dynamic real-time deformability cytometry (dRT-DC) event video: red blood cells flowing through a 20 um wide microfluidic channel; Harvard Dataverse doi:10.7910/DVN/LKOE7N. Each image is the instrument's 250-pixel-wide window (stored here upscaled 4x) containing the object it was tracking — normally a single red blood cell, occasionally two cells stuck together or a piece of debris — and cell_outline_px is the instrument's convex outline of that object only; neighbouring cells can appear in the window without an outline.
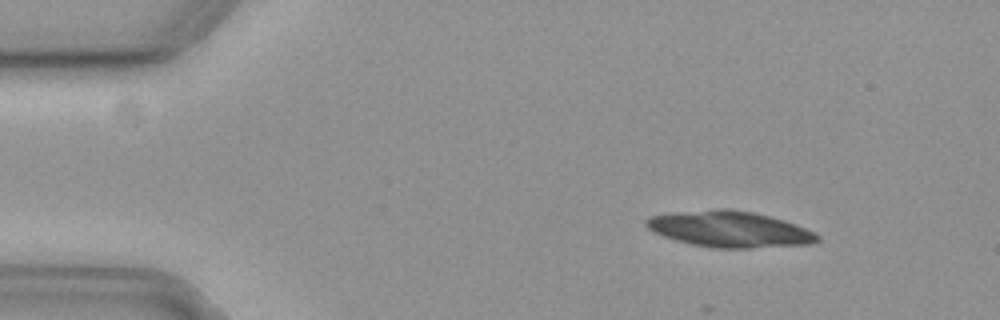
{"species": "common noctule bat (a hibernating species)", "species_latin": "Nyctalus noctula", "temperature_condition": "cold", "stored_images_in_passage": 41, "camera_frame_rate_fps": 3000, "um_per_image_px": 0.085, "animal": {"sex": "female", "body_mass_g": 19.3, "forearm_length_mm": 54.1}, "frame": {"image": 1, "passage_image": 1, "time_ms": 0.0, "image_size_px": [1000, 320], "cell_outline_px": [[820, 240], [812, 244], [752, 248], [712, 248], [692, 244], [676, 240], [652, 232], [644, 224], [644, 220], [648, 216], [672, 212], [716, 208], [728, 208], [752, 212], [784, 220], [796, 224], [816, 232], [820, 236]], "centroid_in_image_um": [62.0, 19.47], "position_along_channel_um": 23.0, "area_um2": 36.41}}
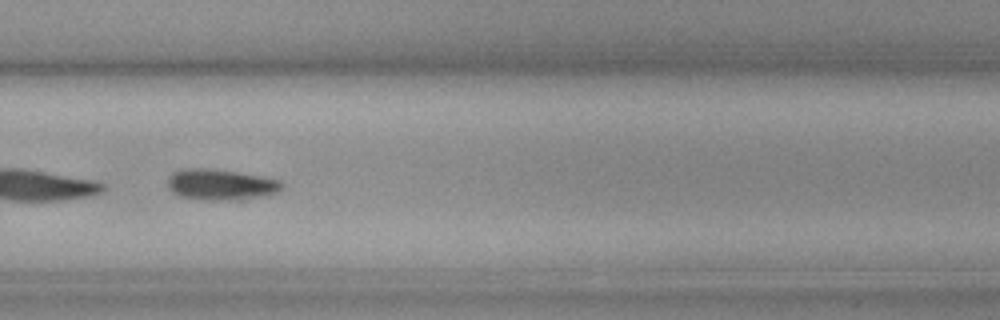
{"frame": {"image": 2, "passage_image": 32, "time_ms": 10.333, "image_size_px": [1000, 320], "cell_outline_px": [[284, 188], [276, 192], [260, 196], [240, 200], [200, 200], [180, 196], [172, 192], [168, 188], [168, 176], [172, 172], [184, 168], [212, 168], [260, 176], [280, 180], [284, 184]], "centroid_in_image_um": [18.73, 15.69], "position_along_channel_um": 311.1, "area_um2": 20.75}, "authors_computed_cell_mechanics": {"area_um2": 21.4438, "velocity_mm_per_s": 3.649, "shape_relaxation_time_tau1_ms": 6.126, "shape_relaxation_time_tau2_ms": null, "deformation_change_tau1": 0.1743, "deformation_change_tau2": null}}